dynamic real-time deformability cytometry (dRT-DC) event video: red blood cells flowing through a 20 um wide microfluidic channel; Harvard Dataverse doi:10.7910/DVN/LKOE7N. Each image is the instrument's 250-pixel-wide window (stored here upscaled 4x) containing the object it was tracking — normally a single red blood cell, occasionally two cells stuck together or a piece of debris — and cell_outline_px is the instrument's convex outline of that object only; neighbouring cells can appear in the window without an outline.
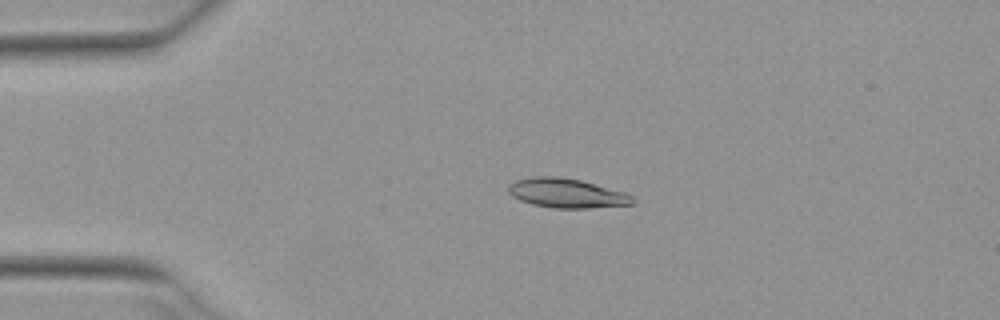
{"species": "Egyptian fruit bat (a non-hibernating species)", "species_latin": "Rousettus aegyptiacus", "temperature_condition": "warm", "stored_images_in_passage": 51, "camera_frame_rate_fps": 3000, "um_per_image_px": 0.085, "animal": {"sex": "female"}, "frame": {"image": 1, "passage_image": 11, "time_ms": 3.333, "image_size_px": [1000, 320], "cell_outline_px": [[636, 200], [632, 204], [588, 208], [552, 208], [532, 204], [520, 200], [512, 196], [508, 192], [508, 184], [516, 180], [536, 176], [556, 176], [580, 180], [624, 192], [632, 196]], "centroid_in_image_um": [48.14, 16.42], "position_along_channel_um": 36.9, "area_um2": 21.15}}
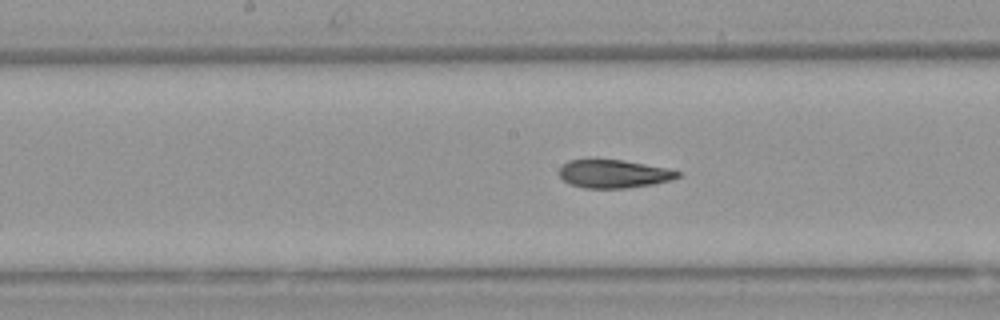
{"frame": {"image": 2, "passage_image": 26, "time_ms": 8.333, "image_size_px": [1000, 320], "cell_outline_px": [[680, 176], [672, 180], [652, 184], [624, 188], [584, 188], [568, 184], [556, 172], [568, 160], [624, 160], [668, 168], [680, 172]], "centroid_in_image_um": [52.15, 14.78], "position_along_channel_um": 196.0, "area_um2": 19.48}}
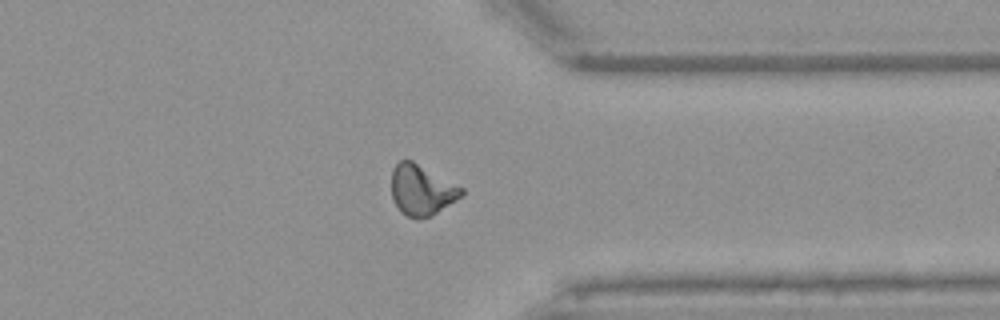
{"frame": {"image": 3, "passage_image": 40, "time_ms": 13.0, "image_size_px": [1000, 320], "cell_outline_px": [[464, 196], [432, 216], [408, 216], [400, 212], [392, 196], [392, 168], [400, 160], [412, 160], [464, 188]], "centroid_in_image_um": [35.87, 16.13], "position_along_channel_um": 375.5, "area_um2": 20.52}, "authors_computed_cell_mechanics": {"area_um2": 20.519, "velocity_mm_per_s": 3.9438, "shape_relaxation_time_tau1_ms": 5.5385, "shape_relaxation_time_tau2_ms": 1.3599, "deformation_change_tau1": 0.1683, "deformation_change_tau2": 0.0778}}